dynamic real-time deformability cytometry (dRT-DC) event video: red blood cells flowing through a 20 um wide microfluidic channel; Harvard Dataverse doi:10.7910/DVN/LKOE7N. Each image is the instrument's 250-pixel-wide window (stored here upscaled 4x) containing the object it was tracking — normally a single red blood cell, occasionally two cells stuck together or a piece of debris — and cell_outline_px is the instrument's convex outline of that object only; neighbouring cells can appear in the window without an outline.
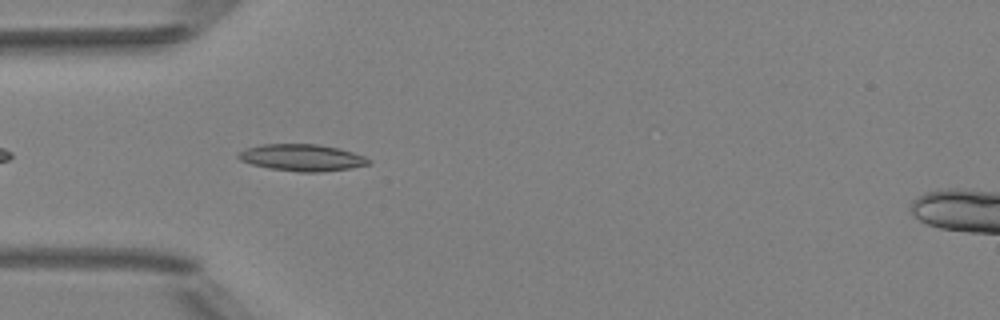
{"species": "Egyptian fruit bat (a non-hibernating species)", "species_latin": "Rousettus aegyptiacus", "temperature_condition": "room temperature", "stored_images_in_passage": 4, "camera_frame_rate_fps": 3000, "um_per_image_px": 0.085, "animal": {"sex": "female"}, "frame": {"image": 1, "passage_image": 4, "time_ms": 3.667, "image_size_px": [1000, 320], "cell_outline_px": [[372, 164], [352, 168], [320, 172], [300, 172], [268, 168], [252, 164], [240, 160], [236, 156], [240, 152], [248, 148], [260, 144], [316, 144], [340, 148], [364, 156], [372, 160]], "centroid_in_image_um": [25.71, 13.4], "position_along_channel_um": 59.3, "area_um2": 20.4}}